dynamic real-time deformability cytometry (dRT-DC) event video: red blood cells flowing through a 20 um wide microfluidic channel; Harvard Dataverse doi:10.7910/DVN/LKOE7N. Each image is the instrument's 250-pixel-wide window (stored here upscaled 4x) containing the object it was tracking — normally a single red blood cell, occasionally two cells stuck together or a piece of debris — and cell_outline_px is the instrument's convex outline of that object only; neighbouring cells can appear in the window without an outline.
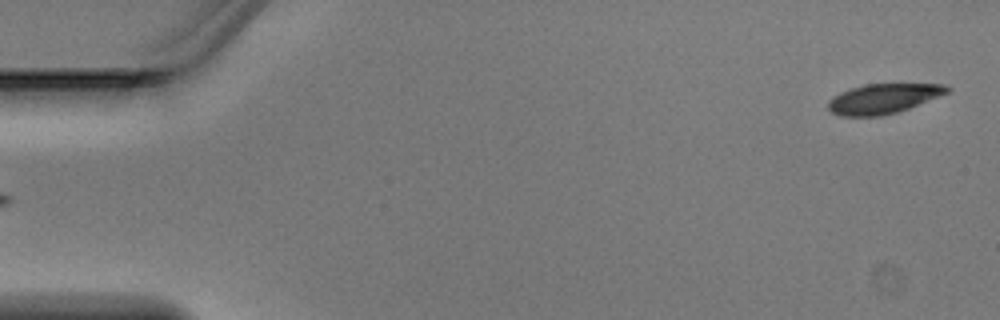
{"species": "Egyptian fruit bat (a non-hibernating species)", "species_latin": "Rousettus aegyptiacus", "temperature_condition": "warm", "stored_images_in_passage": 5, "segment_of_instrument_passage": [2, 2], "camera_frame_rate_fps": 3000, "um_per_image_px": 0.085, "animal": {"sex": "male"}, "frame": {"image": 1, "passage_image": 5, "time_ms": 1.333, "image_size_px": [1000, 320], "cell_outline_px": [[952, 88], [948, 92], [900, 112], [880, 116], [840, 116], [832, 112], [828, 108], [828, 100], [832, 96], [840, 92], [864, 84], [944, 84]], "centroid_in_image_um": [75.06, 8.39], "position_along_channel_um": 9.9, "area_um2": 20.69}}